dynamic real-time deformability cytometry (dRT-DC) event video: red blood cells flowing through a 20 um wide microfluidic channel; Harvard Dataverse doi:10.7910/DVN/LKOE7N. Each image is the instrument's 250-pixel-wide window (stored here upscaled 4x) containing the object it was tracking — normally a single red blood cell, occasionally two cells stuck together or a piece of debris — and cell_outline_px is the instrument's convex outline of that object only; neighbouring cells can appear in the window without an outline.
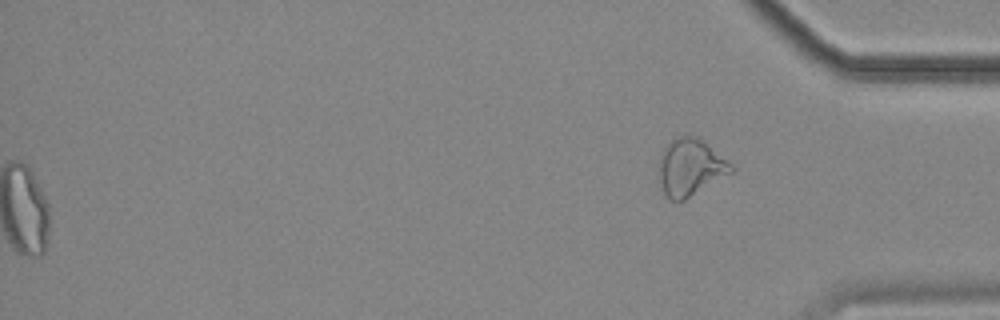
{"species": "common noctule bat (a hibernating species)", "species_latin": "Nyctalus noctula", "temperature_condition": "cold", "stored_images_in_passage": 57, "segment_of_instrument_passage": [2, 2], "camera_frame_rate_fps": 3000, "um_per_image_px": 0.085, "animal": {"sex": "female", "body_mass_g": 18.4}, "frame": {"image": 1, "passage_image": 57, "time_ms": 18.667, "image_size_px": [1000, 320], "cell_outline_px": [[736, 168], [732, 172], [684, 200], [672, 200], [664, 192], [660, 180], [660, 156], [664, 148], [676, 136], [696, 136], [704, 140], [728, 160]], "centroid_in_image_um": [58.72, 14.19], "position_along_channel_um": 376.5, "area_um2": 23.64}}